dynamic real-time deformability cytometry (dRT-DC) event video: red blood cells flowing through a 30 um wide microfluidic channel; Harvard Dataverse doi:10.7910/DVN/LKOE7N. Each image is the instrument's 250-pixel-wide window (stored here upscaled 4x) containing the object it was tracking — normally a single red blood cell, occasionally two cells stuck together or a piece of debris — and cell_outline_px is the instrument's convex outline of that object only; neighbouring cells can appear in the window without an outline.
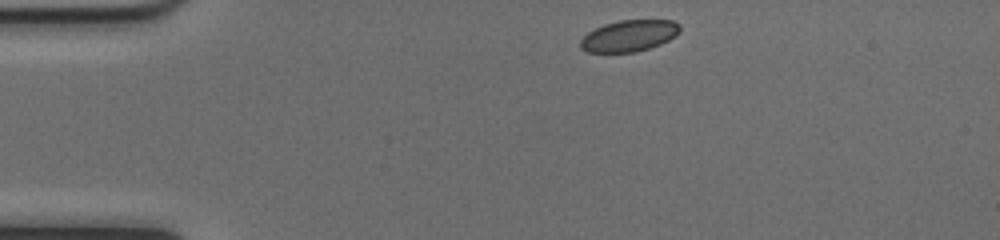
{"species": "common noctule bat (a hibernating species)", "species_latin": "Nyctalus noctula", "temperature_condition": "cold", "stored_images_in_passage": 43, "camera_frame_rate_fps": 3000, "um_per_image_px": 0.085, "animal": {"sex": "female", "body_mass_g": 17.0, "forearm_length_mm": 48.0}, "frame": {"image": 1, "passage_image": 1, "time_ms": 0.0, "image_size_px": [1000, 240], "cell_outline_px": [[680, 32], [676, 36], [660, 44], [636, 52], [588, 52], [580, 48], [580, 40], [588, 32], [604, 24], [620, 20], [672, 20], [680, 24]], "centroid_in_image_um": [53.49, 3.04], "position_along_channel_um": 31.5, "area_um2": 18.21}}
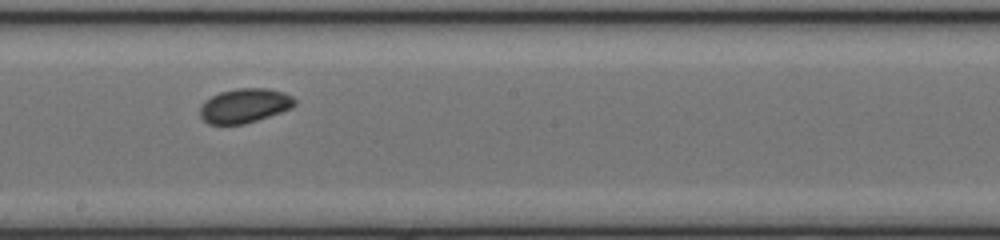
{"frame": {"image": 2, "passage_image": 20, "time_ms": 6.333, "image_size_px": [1000, 240], "cell_outline_px": [[296, 104], [292, 108], [244, 124], [208, 124], [200, 116], [200, 108], [204, 100], [220, 92], [236, 88], [268, 88], [284, 92], [292, 96], [296, 100]], "centroid_in_image_um": [20.79, 8.97], "position_along_channel_um": 227.4, "area_um2": 18.96}}
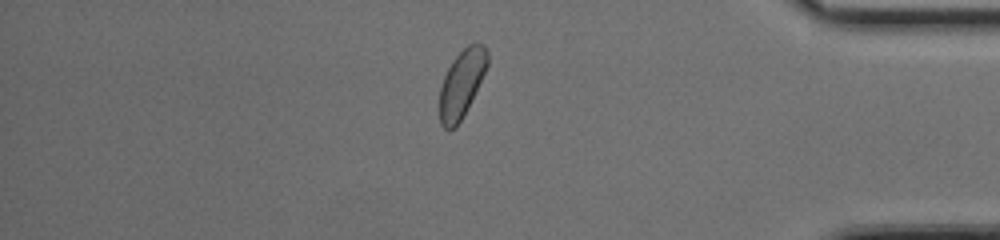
{"frame": {"image": 3, "passage_image": 35, "time_ms": 11.333, "image_size_px": [1000, 240], "cell_outline_px": [[488, 64], [456, 128], [448, 132], [440, 124], [440, 88], [444, 76], [452, 60], [468, 44], [484, 44], [488, 52]], "centroid_in_image_um": [39.21, 7.11], "position_along_channel_um": 396.0, "area_um2": 18.32}, "authors_computed_cell_mechanics": {"area_um2": 19.074, "velocity_mm_per_s": 3.9806, "shape_relaxation_time_tau1_ms": 1.9664, "shape_relaxation_time_tau2_ms": 10.8041, "deformation_change_tau1": 0.0385, "deformation_change_tau2": 0.1098}}